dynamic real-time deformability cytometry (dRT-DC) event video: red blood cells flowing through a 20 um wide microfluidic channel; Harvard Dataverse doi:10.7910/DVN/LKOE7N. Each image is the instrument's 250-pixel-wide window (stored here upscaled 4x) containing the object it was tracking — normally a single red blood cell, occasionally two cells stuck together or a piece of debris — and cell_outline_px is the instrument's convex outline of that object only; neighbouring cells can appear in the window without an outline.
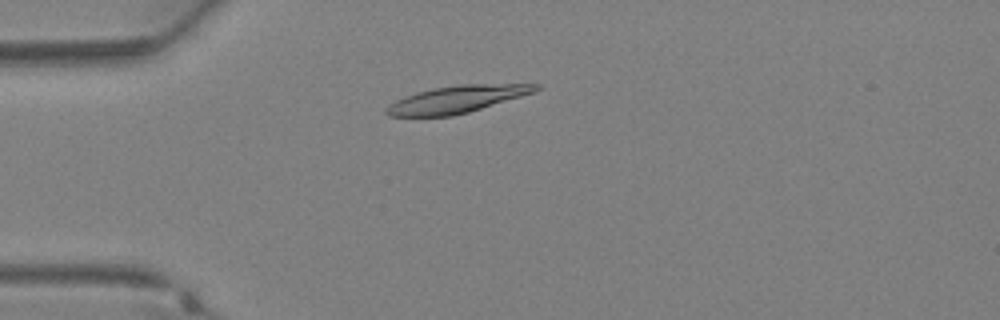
{"species": "Egyptian fruit bat (a non-hibernating species)", "species_latin": "Rousettus aegyptiacus", "temperature_condition": "warm", "stored_images_in_passage": 35, "camera_frame_rate_fps": 3000, "um_per_image_px": 0.085, "animal": {"sex": "female"}, "frame": {"image": 1, "passage_image": 8, "time_ms": 2.333, "image_size_px": [1000, 320], "cell_outline_px": [[540, 88], [536, 92], [468, 112], [452, 116], [388, 116], [384, 112], [384, 108], [396, 100], [416, 92], [432, 88], [460, 84], [540, 84]], "centroid_in_image_um": [38.82, 8.43], "position_along_channel_um": 46.2, "area_um2": 23.58}}
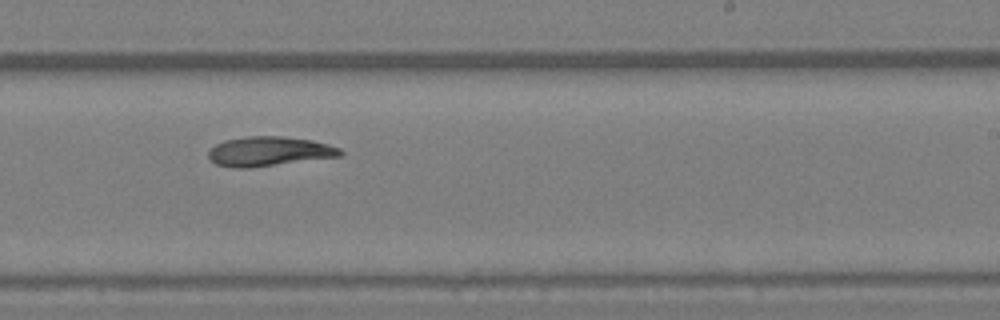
{"frame": {"image": 2, "passage_image": 21, "time_ms": 6.667, "image_size_px": [1000, 320], "cell_outline_px": [[344, 152], [340, 156], [248, 168], [232, 168], [216, 164], [208, 156], [208, 152], [216, 144], [224, 140], [248, 136], [284, 136], [312, 140], [328, 144], [340, 148]], "centroid_in_image_um": [22.87, 12.86], "position_along_channel_um": 266.1, "area_um2": 22.6}}
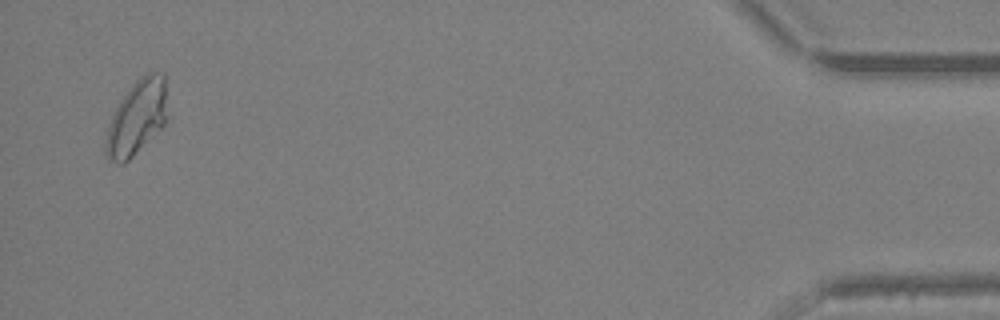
{"frame": {"image": 3, "passage_image": 34, "time_ms": 11.0, "image_size_px": [1000, 320], "cell_outline_px": [[168, 120], [124, 164], [120, 164], [108, 160], [104, 152], [104, 140], [108, 124], [112, 112], [128, 88], [140, 76], [148, 72], [164, 72], [168, 116]], "centroid_in_image_um": [11.61, 9.97], "position_along_channel_um": 423.6, "area_um2": 27.22}}